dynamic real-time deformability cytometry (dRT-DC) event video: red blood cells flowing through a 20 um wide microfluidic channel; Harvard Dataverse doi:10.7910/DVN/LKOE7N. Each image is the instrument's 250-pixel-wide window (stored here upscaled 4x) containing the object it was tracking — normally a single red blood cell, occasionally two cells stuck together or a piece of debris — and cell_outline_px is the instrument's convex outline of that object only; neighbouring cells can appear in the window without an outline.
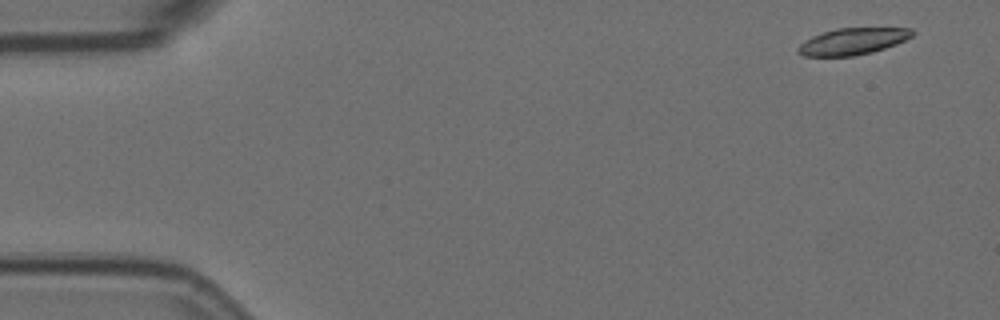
{"species": "Egyptian fruit bat (a non-hibernating species)", "species_latin": "Rousettus aegyptiacus", "temperature_condition": "room temperature", "stored_images_in_passage": 6, "camera_frame_rate_fps": 3000, "um_per_image_px": 0.085, "animal": {"sex": "female"}, "frame": {"image": 1, "passage_image": 1, "time_ms": 0.0, "image_size_px": [1000, 320], "cell_outline_px": [[916, 32], [912, 36], [896, 44], [872, 52], [852, 56], [804, 56], [796, 52], [796, 48], [804, 40], [812, 36], [836, 28], [912, 28]], "centroid_in_image_um": [72.46, 3.51], "position_along_channel_um": 12.5, "area_um2": 17.74}}
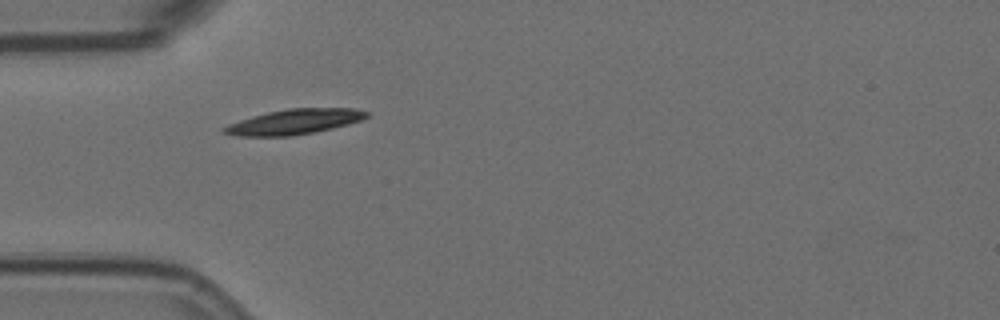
{"frame": {"image": 2, "passage_image": 5, "time_ms": 1.333, "image_size_px": [1000, 320], "cell_outline_px": [[372, 112], [368, 116], [360, 120], [348, 124], [332, 128], [292, 136], [240, 136], [220, 132], [220, 128], [228, 124], [252, 116], [268, 112], [288, 108], [356, 108]], "centroid_in_image_um": [25.01, 10.34], "position_along_channel_um": 60.0, "area_um2": 20.92}}
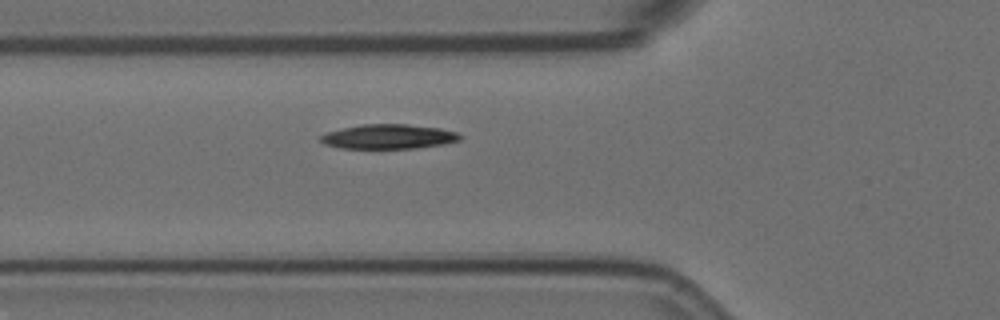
{"frame": {"image": 3, "passage_image": 6, "time_ms": 1.667, "image_size_px": [1000, 320], "cell_outline_px": [[464, 136], [460, 140], [444, 144], [416, 148], [340, 148], [324, 144], [320, 140], [320, 136], [328, 132], [344, 128], [364, 124], [408, 124], [440, 128], [456, 132]], "centroid_in_image_um": [33.07, 11.61], "position_along_channel_um": 92.7, "area_um2": 19.88}}